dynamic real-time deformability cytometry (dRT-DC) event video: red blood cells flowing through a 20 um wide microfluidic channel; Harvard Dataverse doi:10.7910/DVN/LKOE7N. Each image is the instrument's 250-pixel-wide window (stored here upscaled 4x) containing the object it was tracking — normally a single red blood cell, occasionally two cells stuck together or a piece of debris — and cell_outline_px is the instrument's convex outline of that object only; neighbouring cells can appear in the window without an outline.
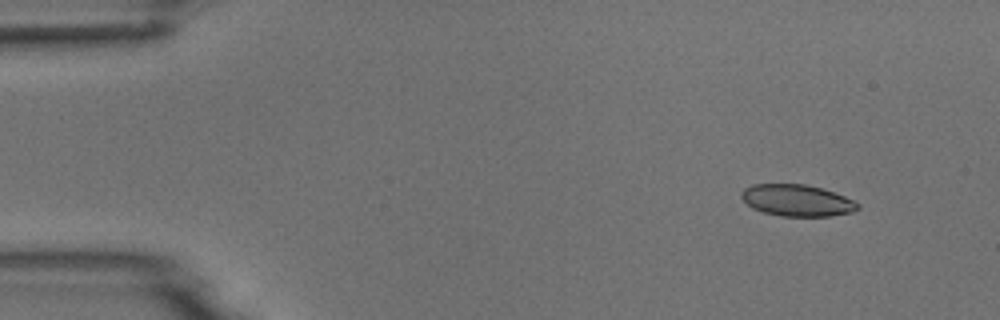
{"species": "common noctule bat (a hibernating species)", "species_latin": "Nyctalus noctula", "temperature_condition": "room temperature", "stored_images_in_passage": 5, "camera_frame_rate_fps": 3000, "um_per_image_px": 0.085, "animal": {"sex": "male", "body_mass_g": 18.8}, "frame": {"image": 1, "passage_image": 2, "time_ms": 1.0, "image_size_px": [1000, 320], "cell_outline_px": [[860, 208], [852, 212], [828, 216], [780, 216], [764, 212], [752, 208], [740, 196], [740, 192], [744, 188], [752, 184], [804, 184], [820, 188], [844, 196], [860, 204]], "centroid_in_image_um": [67.72, 17.03], "position_along_channel_um": 17.3, "area_um2": 21.33}}
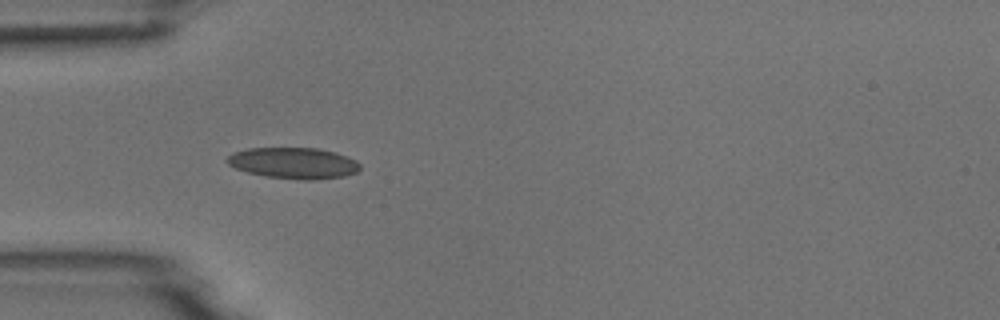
{"frame": {"image": 2, "passage_image": 5, "time_ms": 4.667, "image_size_px": [1000, 320], "cell_outline_px": [[360, 168], [356, 172], [344, 176], [312, 180], [300, 180], [264, 176], [248, 172], [236, 168], [228, 164], [224, 160], [232, 152], [248, 148], [316, 148], [336, 152], [348, 156], [356, 160], [360, 164]], "centroid_in_image_um": [24.95, 13.86], "position_along_channel_um": 60.1, "area_um2": 24.28}}